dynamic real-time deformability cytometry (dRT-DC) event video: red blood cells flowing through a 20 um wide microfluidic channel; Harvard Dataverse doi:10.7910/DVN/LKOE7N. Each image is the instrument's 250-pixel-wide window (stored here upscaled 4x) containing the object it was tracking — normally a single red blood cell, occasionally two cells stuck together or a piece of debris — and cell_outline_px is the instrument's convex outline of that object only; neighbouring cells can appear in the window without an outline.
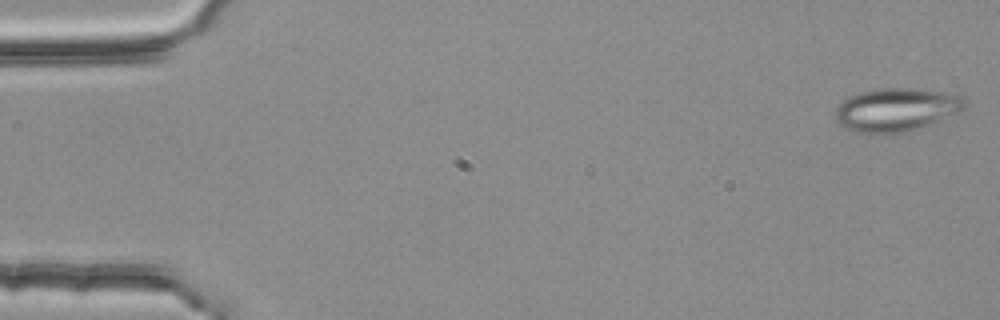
{"species": "common noctule bat (a hibernating species)", "species_latin": "Nyctalus noctula", "temperature_condition": "room temperature", "stored_images_in_passage": 5, "camera_frame_rate_fps": 3000, "um_per_image_px": 0.085, "animal": {"sex": "female", "body_mass_g": 25.1}, "frame": {"image": 1, "passage_image": 1, "time_ms": 0.0, "image_size_px": [1000, 320], "cell_outline_px": [[964, 108], [960, 112], [916, 128], [884, 136], [852, 132], [840, 124], [836, 120], [836, 108], [844, 100], [860, 92], [876, 88], [920, 88], [952, 92], [960, 96], [964, 100]], "centroid_in_image_um": [76.16, 9.32], "position_along_channel_um": 8.8, "area_um2": 32.89}}